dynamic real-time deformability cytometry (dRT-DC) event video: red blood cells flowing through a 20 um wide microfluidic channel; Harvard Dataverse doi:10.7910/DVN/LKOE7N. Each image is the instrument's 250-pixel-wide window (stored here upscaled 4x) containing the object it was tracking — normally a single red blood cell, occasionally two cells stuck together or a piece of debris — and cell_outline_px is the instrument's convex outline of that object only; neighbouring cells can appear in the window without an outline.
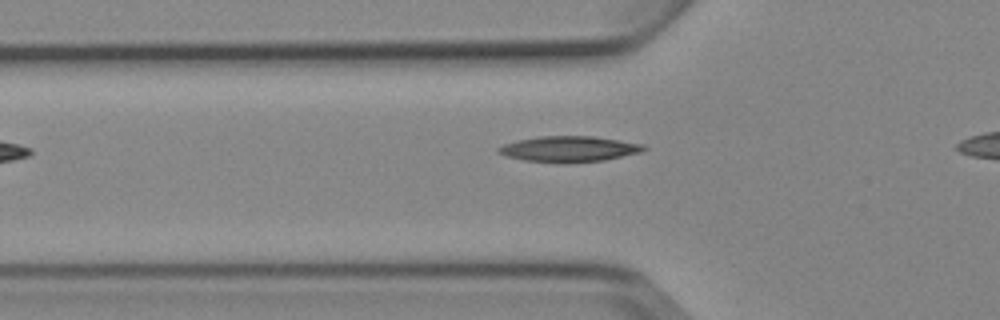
{"species": "Egyptian fruit bat (a non-hibernating species)", "species_latin": "Rousettus aegyptiacus", "temperature_condition": "cold", "stored_images_in_passage": 4, "camera_frame_rate_fps": 3000, "um_per_image_px": 0.085, "animal": {"sex": "female"}, "frame": {"image": 1, "passage_image": 2, "time_ms": 1.333, "image_size_px": [1000, 320], "cell_outline_px": [[648, 148], [640, 152], [604, 160], [564, 164], [524, 160], [508, 156], [496, 152], [496, 148], [504, 144], [516, 140], [540, 136], [592, 136], [644, 144]], "centroid_in_image_um": [48.34, 12.67], "position_along_channel_um": 77.5, "area_um2": 21.91}}